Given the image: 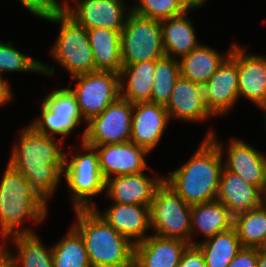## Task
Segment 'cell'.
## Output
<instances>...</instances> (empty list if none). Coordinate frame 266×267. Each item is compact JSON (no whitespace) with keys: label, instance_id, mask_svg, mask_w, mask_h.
<instances>
[{"label":"cell","instance_id":"cell-1","mask_svg":"<svg viewBox=\"0 0 266 267\" xmlns=\"http://www.w3.org/2000/svg\"><path fill=\"white\" fill-rule=\"evenodd\" d=\"M9 157V164L20 171L31 188L47 204L61 182L65 165L63 140L54 141L28 125L20 132Z\"/></svg>","mask_w":266,"mask_h":267},{"label":"cell","instance_id":"cell-2","mask_svg":"<svg viewBox=\"0 0 266 267\" xmlns=\"http://www.w3.org/2000/svg\"><path fill=\"white\" fill-rule=\"evenodd\" d=\"M214 131L206 133L202 144L180 168L164 181L188 204L196 205L216 200L223 169L224 145Z\"/></svg>","mask_w":266,"mask_h":267},{"label":"cell","instance_id":"cell-3","mask_svg":"<svg viewBox=\"0 0 266 267\" xmlns=\"http://www.w3.org/2000/svg\"><path fill=\"white\" fill-rule=\"evenodd\" d=\"M47 214L48 204L36 194L23 174L8 163L0 181L1 241L15 234L35 233L22 228L25 220L31 219L38 224Z\"/></svg>","mask_w":266,"mask_h":267},{"label":"cell","instance_id":"cell-4","mask_svg":"<svg viewBox=\"0 0 266 267\" xmlns=\"http://www.w3.org/2000/svg\"><path fill=\"white\" fill-rule=\"evenodd\" d=\"M72 226L82 236L91 267H134V244L93 208L74 209Z\"/></svg>","mask_w":266,"mask_h":267},{"label":"cell","instance_id":"cell-5","mask_svg":"<svg viewBox=\"0 0 266 267\" xmlns=\"http://www.w3.org/2000/svg\"><path fill=\"white\" fill-rule=\"evenodd\" d=\"M80 145L82 153L75 152L70 160L65 153L63 175L70 188L73 209H92L93 197L106 192V180L100 171L96 149L84 142Z\"/></svg>","mask_w":266,"mask_h":267},{"label":"cell","instance_id":"cell-6","mask_svg":"<svg viewBox=\"0 0 266 267\" xmlns=\"http://www.w3.org/2000/svg\"><path fill=\"white\" fill-rule=\"evenodd\" d=\"M47 21L60 24L57 40L51 50L53 60L61 64L71 77L95 72L87 30L66 12Z\"/></svg>","mask_w":266,"mask_h":267},{"label":"cell","instance_id":"cell-7","mask_svg":"<svg viewBox=\"0 0 266 267\" xmlns=\"http://www.w3.org/2000/svg\"><path fill=\"white\" fill-rule=\"evenodd\" d=\"M191 209L192 206L163 180L156 188L150 206L153 234L181 239L190 244Z\"/></svg>","mask_w":266,"mask_h":267},{"label":"cell","instance_id":"cell-8","mask_svg":"<svg viewBox=\"0 0 266 267\" xmlns=\"http://www.w3.org/2000/svg\"><path fill=\"white\" fill-rule=\"evenodd\" d=\"M164 56L161 21L131 11L121 31L122 64L158 60Z\"/></svg>","mask_w":266,"mask_h":267},{"label":"cell","instance_id":"cell-9","mask_svg":"<svg viewBox=\"0 0 266 267\" xmlns=\"http://www.w3.org/2000/svg\"><path fill=\"white\" fill-rule=\"evenodd\" d=\"M71 78L77 84L73 89L68 88L75 95L86 123L101 114L120 96V73L95 71Z\"/></svg>","mask_w":266,"mask_h":267},{"label":"cell","instance_id":"cell-10","mask_svg":"<svg viewBox=\"0 0 266 267\" xmlns=\"http://www.w3.org/2000/svg\"><path fill=\"white\" fill-rule=\"evenodd\" d=\"M40 110V117L33 120L30 125L46 136L61 135V140L80 126L83 119L77 99L68 87L56 89L45 95Z\"/></svg>","mask_w":266,"mask_h":267},{"label":"cell","instance_id":"cell-11","mask_svg":"<svg viewBox=\"0 0 266 267\" xmlns=\"http://www.w3.org/2000/svg\"><path fill=\"white\" fill-rule=\"evenodd\" d=\"M133 103L119 96L101 114L86 123L82 140L89 146L130 141Z\"/></svg>","mask_w":266,"mask_h":267},{"label":"cell","instance_id":"cell-12","mask_svg":"<svg viewBox=\"0 0 266 267\" xmlns=\"http://www.w3.org/2000/svg\"><path fill=\"white\" fill-rule=\"evenodd\" d=\"M74 1L76 5L73 8L70 1L66 0V13L86 30L106 28L121 32L131 12L130 7L126 8L124 0Z\"/></svg>","mask_w":266,"mask_h":267},{"label":"cell","instance_id":"cell-13","mask_svg":"<svg viewBox=\"0 0 266 267\" xmlns=\"http://www.w3.org/2000/svg\"><path fill=\"white\" fill-rule=\"evenodd\" d=\"M206 107L213 116L223 115L238 102V68L229 55L203 85Z\"/></svg>","mask_w":266,"mask_h":267},{"label":"cell","instance_id":"cell-14","mask_svg":"<svg viewBox=\"0 0 266 267\" xmlns=\"http://www.w3.org/2000/svg\"><path fill=\"white\" fill-rule=\"evenodd\" d=\"M98 153L99 167L105 180L115 176L144 172L147 149L129 141L120 144L92 146Z\"/></svg>","mask_w":266,"mask_h":267},{"label":"cell","instance_id":"cell-15","mask_svg":"<svg viewBox=\"0 0 266 267\" xmlns=\"http://www.w3.org/2000/svg\"><path fill=\"white\" fill-rule=\"evenodd\" d=\"M230 48L238 68V98L245 97L259 107L266 98V57L247 54L237 43Z\"/></svg>","mask_w":266,"mask_h":267},{"label":"cell","instance_id":"cell-16","mask_svg":"<svg viewBox=\"0 0 266 267\" xmlns=\"http://www.w3.org/2000/svg\"><path fill=\"white\" fill-rule=\"evenodd\" d=\"M169 121L164 105L152 102L134 103L130 141L152 152L160 142Z\"/></svg>","mask_w":266,"mask_h":267},{"label":"cell","instance_id":"cell-17","mask_svg":"<svg viewBox=\"0 0 266 267\" xmlns=\"http://www.w3.org/2000/svg\"><path fill=\"white\" fill-rule=\"evenodd\" d=\"M229 142L223 167L263 193L266 187V155L244 140L233 138Z\"/></svg>","mask_w":266,"mask_h":267},{"label":"cell","instance_id":"cell-18","mask_svg":"<svg viewBox=\"0 0 266 267\" xmlns=\"http://www.w3.org/2000/svg\"><path fill=\"white\" fill-rule=\"evenodd\" d=\"M163 180L164 177L151 178L144 172L115 176L106 180L105 194L112 203L150 207L156 188Z\"/></svg>","mask_w":266,"mask_h":267},{"label":"cell","instance_id":"cell-19","mask_svg":"<svg viewBox=\"0 0 266 267\" xmlns=\"http://www.w3.org/2000/svg\"><path fill=\"white\" fill-rule=\"evenodd\" d=\"M111 227L133 244L145 240L151 230L150 207L136 204L113 203L104 212L93 208Z\"/></svg>","mask_w":266,"mask_h":267},{"label":"cell","instance_id":"cell-20","mask_svg":"<svg viewBox=\"0 0 266 267\" xmlns=\"http://www.w3.org/2000/svg\"><path fill=\"white\" fill-rule=\"evenodd\" d=\"M169 119L201 122L213 116L206 107L204 88L180 75L165 106Z\"/></svg>","mask_w":266,"mask_h":267},{"label":"cell","instance_id":"cell-21","mask_svg":"<svg viewBox=\"0 0 266 267\" xmlns=\"http://www.w3.org/2000/svg\"><path fill=\"white\" fill-rule=\"evenodd\" d=\"M189 245L181 239L149 235L134 244V267H178Z\"/></svg>","mask_w":266,"mask_h":267},{"label":"cell","instance_id":"cell-22","mask_svg":"<svg viewBox=\"0 0 266 267\" xmlns=\"http://www.w3.org/2000/svg\"><path fill=\"white\" fill-rule=\"evenodd\" d=\"M216 200L223 203L234 217L260 206L263 203V193L223 167Z\"/></svg>","mask_w":266,"mask_h":267},{"label":"cell","instance_id":"cell-23","mask_svg":"<svg viewBox=\"0 0 266 267\" xmlns=\"http://www.w3.org/2000/svg\"><path fill=\"white\" fill-rule=\"evenodd\" d=\"M185 13L161 21L162 44L165 56L180 58L197 48L201 43L196 38L195 27ZM179 56V57H178Z\"/></svg>","mask_w":266,"mask_h":267},{"label":"cell","instance_id":"cell-24","mask_svg":"<svg viewBox=\"0 0 266 267\" xmlns=\"http://www.w3.org/2000/svg\"><path fill=\"white\" fill-rule=\"evenodd\" d=\"M154 70L155 60L123 64L120 72V96L133 104L151 102Z\"/></svg>","mask_w":266,"mask_h":267},{"label":"cell","instance_id":"cell-25","mask_svg":"<svg viewBox=\"0 0 266 267\" xmlns=\"http://www.w3.org/2000/svg\"><path fill=\"white\" fill-rule=\"evenodd\" d=\"M92 48L95 71L120 73L123 67L121 57V32L106 28L87 30Z\"/></svg>","mask_w":266,"mask_h":267},{"label":"cell","instance_id":"cell-26","mask_svg":"<svg viewBox=\"0 0 266 267\" xmlns=\"http://www.w3.org/2000/svg\"><path fill=\"white\" fill-rule=\"evenodd\" d=\"M230 52L231 49L224 53V56L212 47L200 44L190 53L178 58L180 75L203 86L230 55Z\"/></svg>","mask_w":266,"mask_h":267},{"label":"cell","instance_id":"cell-27","mask_svg":"<svg viewBox=\"0 0 266 267\" xmlns=\"http://www.w3.org/2000/svg\"><path fill=\"white\" fill-rule=\"evenodd\" d=\"M233 227V216L218 200L196 204L191 209L190 245H194L193 233L204 234L205 240ZM197 231V232H196Z\"/></svg>","mask_w":266,"mask_h":267},{"label":"cell","instance_id":"cell-28","mask_svg":"<svg viewBox=\"0 0 266 267\" xmlns=\"http://www.w3.org/2000/svg\"><path fill=\"white\" fill-rule=\"evenodd\" d=\"M203 253L206 267H228L242 249L234 227L203 241L194 242Z\"/></svg>","mask_w":266,"mask_h":267},{"label":"cell","instance_id":"cell-29","mask_svg":"<svg viewBox=\"0 0 266 267\" xmlns=\"http://www.w3.org/2000/svg\"><path fill=\"white\" fill-rule=\"evenodd\" d=\"M10 239L17 249L14 267H54L52 247L47 249L36 233L11 235L4 242L9 243Z\"/></svg>","mask_w":266,"mask_h":267},{"label":"cell","instance_id":"cell-30","mask_svg":"<svg viewBox=\"0 0 266 267\" xmlns=\"http://www.w3.org/2000/svg\"><path fill=\"white\" fill-rule=\"evenodd\" d=\"M233 227L242 247L259 248L266 237V205L234 216Z\"/></svg>","mask_w":266,"mask_h":267},{"label":"cell","instance_id":"cell-31","mask_svg":"<svg viewBox=\"0 0 266 267\" xmlns=\"http://www.w3.org/2000/svg\"><path fill=\"white\" fill-rule=\"evenodd\" d=\"M64 236L52 246L54 267H91L88 253L79 232L71 226V229Z\"/></svg>","mask_w":266,"mask_h":267},{"label":"cell","instance_id":"cell-32","mask_svg":"<svg viewBox=\"0 0 266 267\" xmlns=\"http://www.w3.org/2000/svg\"><path fill=\"white\" fill-rule=\"evenodd\" d=\"M12 42H3L0 40V80L4 81L8 86L7 79L2 78L5 72H36L49 76L55 73V66L48 65L33 59L18 51Z\"/></svg>","mask_w":266,"mask_h":267},{"label":"cell","instance_id":"cell-33","mask_svg":"<svg viewBox=\"0 0 266 267\" xmlns=\"http://www.w3.org/2000/svg\"><path fill=\"white\" fill-rule=\"evenodd\" d=\"M179 77L178 59L164 56L155 60L151 102L166 106Z\"/></svg>","mask_w":266,"mask_h":267},{"label":"cell","instance_id":"cell-34","mask_svg":"<svg viewBox=\"0 0 266 267\" xmlns=\"http://www.w3.org/2000/svg\"><path fill=\"white\" fill-rule=\"evenodd\" d=\"M131 11L152 20L163 21L178 16L190 8L183 0H136Z\"/></svg>","mask_w":266,"mask_h":267},{"label":"cell","instance_id":"cell-35","mask_svg":"<svg viewBox=\"0 0 266 267\" xmlns=\"http://www.w3.org/2000/svg\"><path fill=\"white\" fill-rule=\"evenodd\" d=\"M21 5L38 18L49 20L66 12V0L63 4L58 0H18Z\"/></svg>","mask_w":266,"mask_h":267},{"label":"cell","instance_id":"cell-36","mask_svg":"<svg viewBox=\"0 0 266 267\" xmlns=\"http://www.w3.org/2000/svg\"><path fill=\"white\" fill-rule=\"evenodd\" d=\"M178 267H206L202 251L196 245H189L185 249Z\"/></svg>","mask_w":266,"mask_h":267},{"label":"cell","instance_id":"cell-37","mask_svg":"<svg viewBox=\"0 0 266 267\" xmlns=\"http://www.w3.org/2000/svg\"><path fill=\"white\" fill-rule=\"evenodd\" d=\"M228 267H257V248L242 247Z\"/></svg>","mask_w":266,"mask_h":267},{"label":"cell","instance_id":"cell-38","mask_svg":"<svg viewBox=\"0 0 266 267\" xmlns=\"http://www.w3.org/2000/svg\"><path fill=\"white\" fill-rule=\"evenodd\" d=\"M7 243L2 241L0 245V267H14L13 252L7 249Z\"/></svg>","mask_w":266,"mask_h":267},{"label":"cell","instance_id":"cell-39","mask_svg":"<svg viewBox=\"0 0 266 267\" xmlns=\"http://www.w3.org/2000/svg\"><path fill=\"white\" fill-rule=\"evenodd\" d=\"M13 96L10 86L0 80V106L10 102Z\"/></svg>","mask_w":266,"mask_h":267},{"label":"cell","instance_id":"cell-40","mask_svg":"<svg viewBox=\"0 0 266 267\" xmlns=\"http://www.w3.org/2000/svg\"><path fill=\"white\" fill-rule=\"evenodd\" d=\"M207 0H183L189 8H200Z\"/></svg>","mask_w":266,"mask_h":267},{"label":"cell","instance_id":"cell-41","mask_svg":"<svg viewBox=\"0 0 266 267\" xmlns=\"http://www.w3.org/2000/svg\"><path fill=\"white\" fill-rule=\"evenodd\" d=\"M257 267H266V253H263L257 248Z\"/></svg>","mask_w":266,"mask_h":267},{"label":"cell","instance_id":"cell-42","mask_svg":"<svg viewBox=\"0 0 266 267\" xmlns=\"http://www.w3.org/2000/svg\"><path fill=\"white\" fill-rule=\"evenodd\" d=\"M259 251L266 253V237L264 238L262 244L258 248Z\"/></svg>","mask_w":266,"mask_h":267},{"label":"cell","instance_id":"cell-43","mask_svg":"<svg viewBox=\"0 0 266 267\" xmlns=\"http://www.w3.org/2000/svg\"><path fill=\"white\" fill-rule=\"evenodd\" d=\"M261 109H263L264 113H265V123H266V98L264 100V102L259 106ZM266 125V124H265Z\"/></svg>","mask_w":266,"mask_h":267},{"label":"cell","instance_id":"cell-44","mask_svg":"<svg viewBox=\"0 0 266 267\" xmlns=\"http://www.w3.org/2000/svg\"><path fill=\"white\" fill-rule=\"evenodd\" d=\"M263 204L266 205V187H265V189L263 191Z\"/></svg>","mask_w":266,"mask_h":267}]
</instances>
